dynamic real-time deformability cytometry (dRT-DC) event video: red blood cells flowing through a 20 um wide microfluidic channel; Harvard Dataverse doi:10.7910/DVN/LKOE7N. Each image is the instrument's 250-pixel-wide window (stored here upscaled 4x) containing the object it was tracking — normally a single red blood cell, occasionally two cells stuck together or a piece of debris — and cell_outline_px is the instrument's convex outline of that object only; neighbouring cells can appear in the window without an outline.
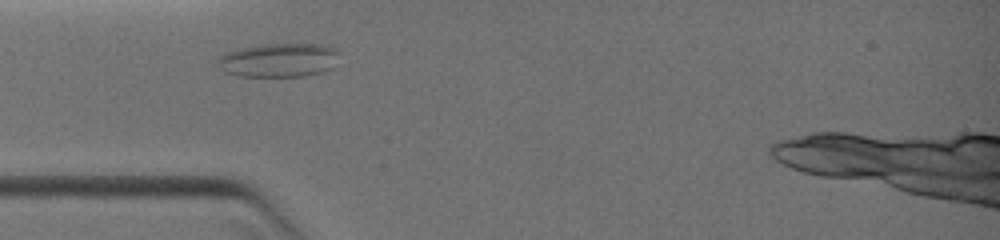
{"species": "common noctule bat (a hibernating species)", "species_latin": "Nyctalus noctula", "temperature_condition": "warm", "stored_images_in_passage": 2, "camera_frame_rate_fps": 3000, "um_per_image_px": 0.085, "animal": {"sex": "female", "body_mass_g": 19.0, "forearm_length_mm": 51.5}, "frame": {"image": 1, "passage_image": 1, "time_ms": 0.0, "image_size_px": [1000, 240], "cell_outline_px": [[340, 52], [332, 68], [324, 72], [304, 76], [236, 76], [224, 72], [220, 68], [220, 56], [224, 52], [240, 48], [264, 44], [320, 44], [336, 48]], "centroid_in_image_um": [23.73, 5.11], "position_along_channel_um": 61.3, "area_um2": 24.1}}